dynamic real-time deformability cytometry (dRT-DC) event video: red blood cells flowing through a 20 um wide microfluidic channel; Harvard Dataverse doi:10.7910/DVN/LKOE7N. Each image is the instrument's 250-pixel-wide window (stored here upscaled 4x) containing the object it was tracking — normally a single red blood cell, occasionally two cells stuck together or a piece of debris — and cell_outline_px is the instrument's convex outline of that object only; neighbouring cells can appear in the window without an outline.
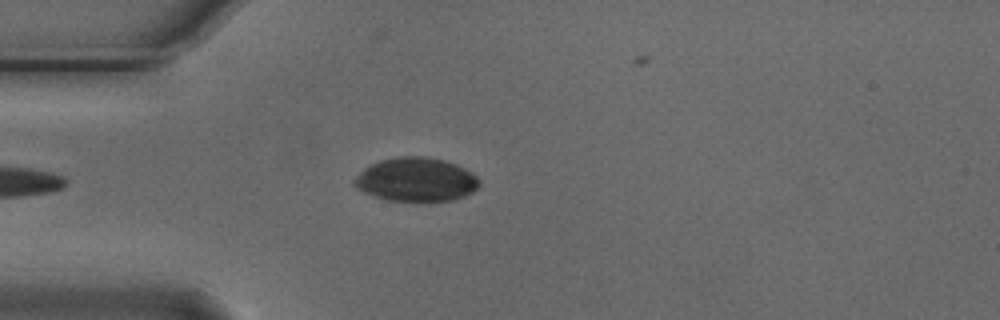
{"species": "Egyptian fruit bat (a non-hibernating species)", "species_latin": "Rousettus aegyptiacus", "temperature_condition": "cold", "stored_images_in_passage": 7, "segment_of_instrument_passage": [1, 2], "camera_frame_rate_fps": 3000, "um_per_image_px": 0.085, "animal": {"sex": "male"}, "frame": {"image": 1, "passage_image": 5, "time_ms": 1.333, "image_size_px": [1000, 320], "cell_outline_px": [[480, 184], [472, 192], [464, 196], [452, 200], [424, 204], [412, 204], [388, 200], [372, 196], [356, 188], [352, 184], [352, 180], [364, 168], [380, 160], [400, 156], [424, 156], [444, 160], [456, 164], [472, 172], [476, 176]], "centroid_in_image_um": [35.35, 15.31], "position_along_channel_um": 49.7, "area_um2": 32.83}}